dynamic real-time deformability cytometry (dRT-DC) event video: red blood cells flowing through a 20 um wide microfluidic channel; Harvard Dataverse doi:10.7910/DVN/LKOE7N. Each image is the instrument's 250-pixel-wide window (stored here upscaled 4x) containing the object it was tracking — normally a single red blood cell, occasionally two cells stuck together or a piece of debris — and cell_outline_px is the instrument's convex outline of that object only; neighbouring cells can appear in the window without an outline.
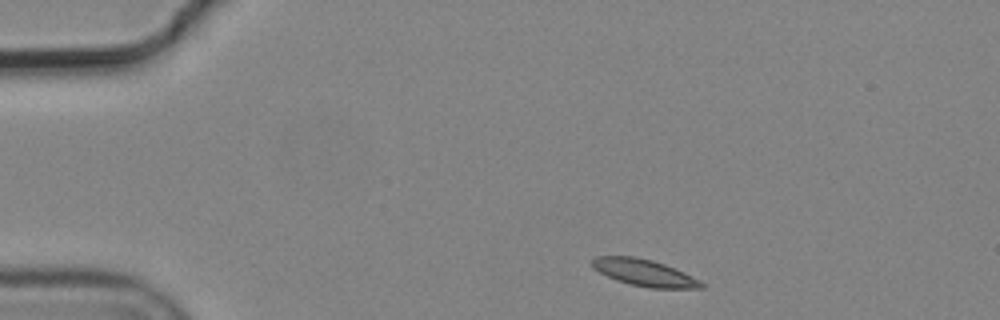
{"species": "common noctule bat (a hibernating species)", "species_latin": "Nyctalus noctula", "temperature_condition": "cold", "stored_images_in_passage": 3, "camera_frame_rate_fps": 3000, "um_per_image_px": 0.085, "animal": {"sex": "male", "body_mass_g": 19.2, "forearm_length_mm": 51.8}, "frame": {"image": 1, "passage_image": 1, "time_ms": 0.0, "image_size_px": [1000, 320], "cell_outline_px": [[704, 288], [652, 288], [628, 284], [616, 280], [600, 272], [592, 264], [592, 260], [596, 256], [636, 256], [652, 260], [664, 264], [684, 272], [700, 280], [704, 284]], "centroid_in_image_um": [54.79, 23.18], "position_along_channel_um": 30.2, "area_um2": 16.88}}